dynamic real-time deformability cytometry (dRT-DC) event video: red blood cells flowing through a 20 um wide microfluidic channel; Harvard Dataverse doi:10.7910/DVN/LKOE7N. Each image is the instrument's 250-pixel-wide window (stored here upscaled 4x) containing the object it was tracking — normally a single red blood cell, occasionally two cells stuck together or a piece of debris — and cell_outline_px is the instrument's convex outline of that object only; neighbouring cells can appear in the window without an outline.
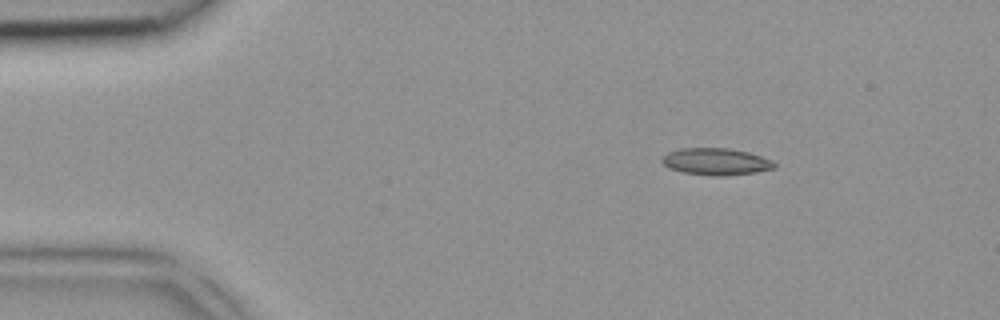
{"species": "common noctule bat (a hibernating species)", "species_latin": "Nyctalus noctula", "temperature_condition": "room temperature", "stored_images_in_passage": 3, "camera_frame_rate_fps": 3000, "um_per_image_px": 0.085, "animal": {"sex": "female", "body_mass_g": 18.4}, "frame": {"image": 1, "passage_image": 1, "time_ms": 0.0, "image_size_px": [1000, 320], "cell_outline_px": [[776, 168], [756, 172], [724, 176], [712, 176], [680, 172], [668, 168], [660, 160], [668, 152], [680, 148], [728, 148], [748, 152], [772, 160], [776, 164]], "centroid_in_image_um": [60.84, 13.74], "position_along_channel_um": 24.2, "area_um2": 17.74}}
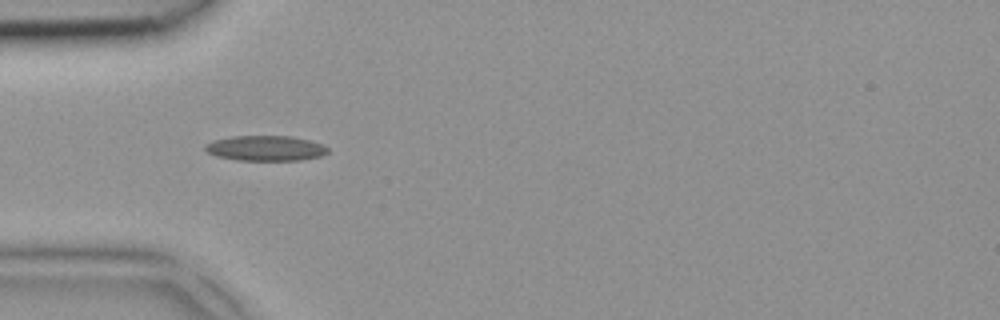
{"frame": {"image": 2, "passage_image": 2, "time_ms": 0.333, "image_size_px": [1000, 320], "cell_outline_px": [[328, 152], [320, 156], [300, 160], [236, 160], [216, 156], [208, 152], [204, 148], [204, 144], [212, 140], [232, 136], [292, 136], [308, 140], [320, 144], [328, 148]], "centroid_in_image_um": [22.52, 12.59], "position_along_channel_um": 62.5, "area_um2": 17.98}}